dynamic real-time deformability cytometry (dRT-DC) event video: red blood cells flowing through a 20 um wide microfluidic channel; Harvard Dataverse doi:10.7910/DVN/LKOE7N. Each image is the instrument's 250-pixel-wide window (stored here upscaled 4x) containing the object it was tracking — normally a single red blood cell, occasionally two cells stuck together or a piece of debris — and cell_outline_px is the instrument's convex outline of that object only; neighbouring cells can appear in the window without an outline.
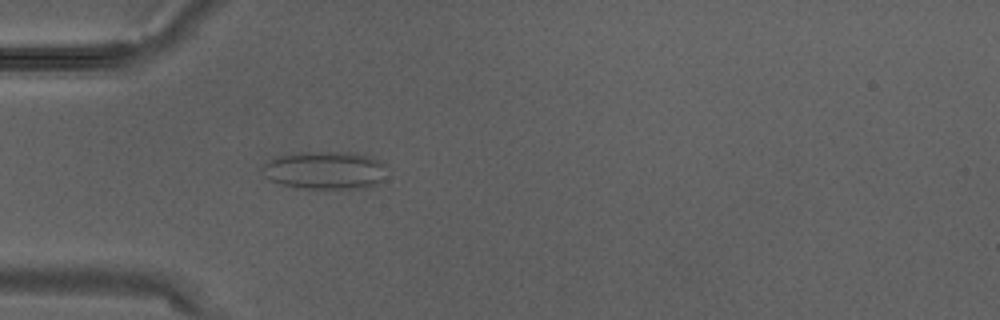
{"species": "Egyptian fruit bat (a non-hibernating species)", "species_latin": "Rousettus aegyptiacus", "temperature_condition": "warm", "stored_images_in_passage": 1, "camera_frame_rate_fps": 3000, "um_per_image_px": 0.085, "animal": {"sex": "male"}, "frame": {"image": 1, "passage_image": 1, "time_ms": 0.0, "image_size_px": [1000, 320], "cell_outline_px": [[384, 164], [380, 180], [376, 184], [360, 188], [300, 188], [280, 184], [272, 180], [260, 168], [268, 160], [284, 152], [356, 152], [380, 160]], "centroid_in_image_um": [27.55, 14.44], "position_along_channel_um": 57.5, "area_um2": 27.4}}